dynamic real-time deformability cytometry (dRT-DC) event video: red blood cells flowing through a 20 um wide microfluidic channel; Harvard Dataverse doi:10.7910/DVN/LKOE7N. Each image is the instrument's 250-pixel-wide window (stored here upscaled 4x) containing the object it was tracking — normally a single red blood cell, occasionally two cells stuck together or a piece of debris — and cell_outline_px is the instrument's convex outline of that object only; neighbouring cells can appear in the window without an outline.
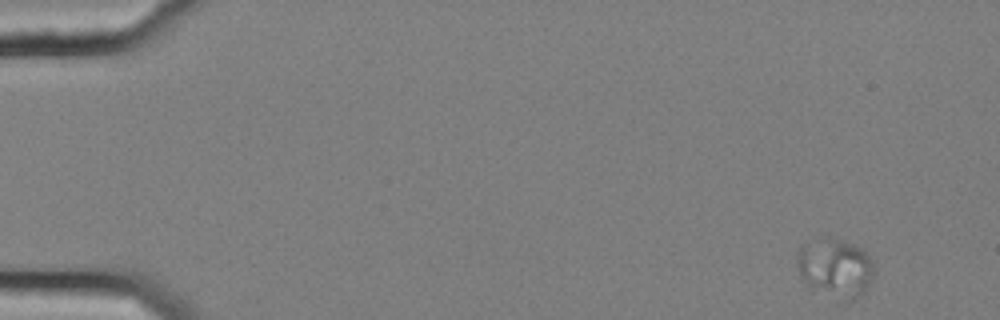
{"species": "common noctule bat (a hibernating species)", "species_latin": "Nyctalus noctula", "temperature_condition": "cold", "stored_images_in_passage": 55, "segment_of_instrument_passage": [1, 2], "camera_frame_rate_fps": 3000, "um_per_image_px": 0.085, "animal": {"sex": "female", "body_mass_g": 25.1}, "frame": {"image": 1, "passage_image": 1, "time_ms": 0.0, "image_size_px": [1000, 320], "cell_outline_px": [[872, 276], [864, 292], [848, 304], [836, 304], [812, 292], [808, 288], [796, 264], [796, 256], [800, 244], [824, 236], [828, 236], [856, 244], [872, 260]], "centroid_in_image_um": [70.93, 22.85], "position_along_channel_um": 14.1, "area_um2": 27.86}}
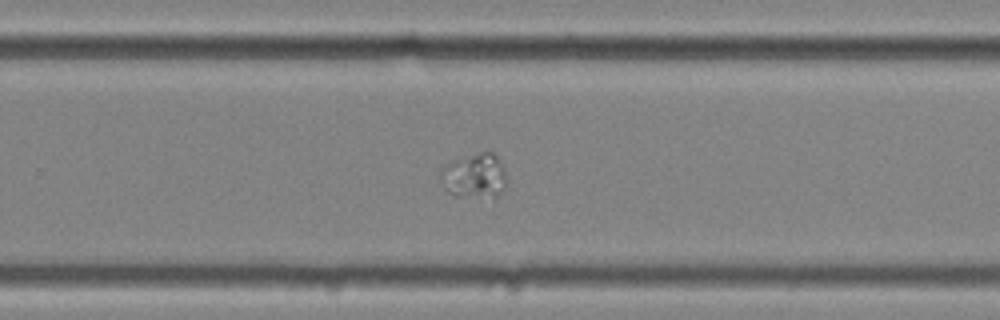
{"frame": {"image": 2, "passage_image": 35, "time_ms": 11.333, "image_size_px": [1000, 320], "cell_outline_px": [[508, 180], [504, 188], [492, 200], [452, 196], [448, 192], [440, 180], [440, 168], [456, 160], [480, 152], [492, 152], [496, 156]], "centroid_in_image_um": [40.33, 15.02], "position_along_channel_um": 289.5, "area_um2": 17.51}}
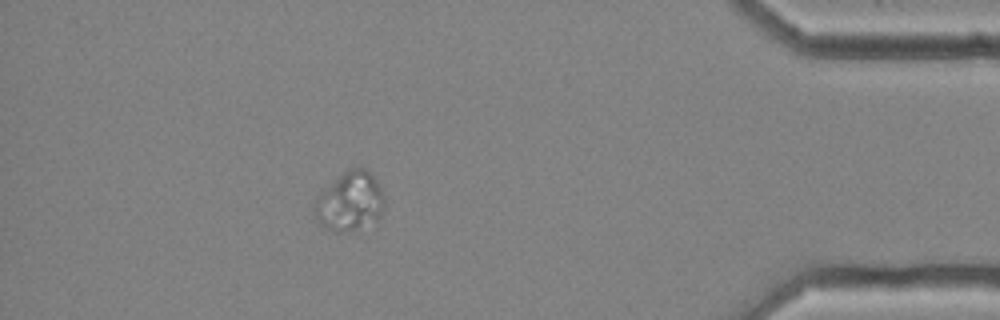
{"frame": {"image": 3, "passage_image": 48, "time_ms": 15.667, "image_size_px": [1000, 320], "cell_outline_px": [[384, 208], [380, 216], [376, 220], [356, 228], [340, 232], [336, 232], [324, 228], [316, 220], [312, 208], [312, 204], [320, 192], [348, 168], [364, 168], [372, 172], [380, 184], [384, 196]], "centroid_in_image_um": [29.72, 17.1], "position_along_channel_um": 405.5, "area_um2": 24.28}}